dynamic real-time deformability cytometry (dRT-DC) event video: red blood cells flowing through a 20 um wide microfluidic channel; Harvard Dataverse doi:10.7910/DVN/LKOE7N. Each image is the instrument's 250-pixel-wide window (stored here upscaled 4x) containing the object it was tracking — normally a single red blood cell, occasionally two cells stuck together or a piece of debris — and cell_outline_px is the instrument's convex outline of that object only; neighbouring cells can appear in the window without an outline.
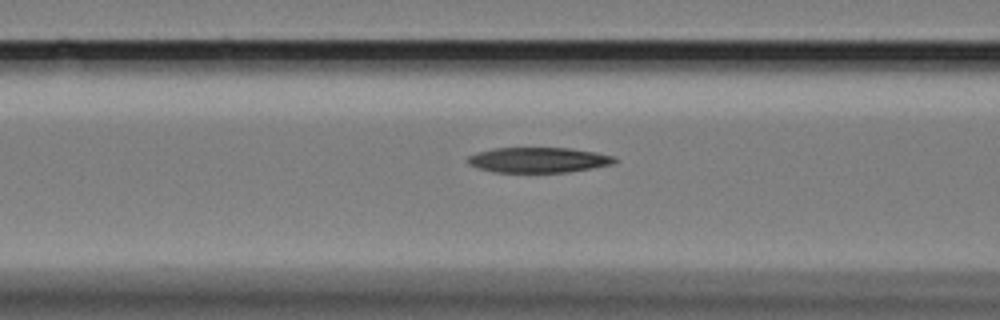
{"species": "Egyptian fruit bat (a non-hibernating species)", "species_latin": "Rousettus aegyptiacus", "temperature_condition": "cold", "stored_images_in_passage": 36, "camera_frame_rate_fps": 3000, "um_per_image_px": 0.085, "animal": {"sex": "female"}, "frame": {"image": 1, "passage_image": 11, "time_ms": 3.333, "image_size_px": [1000, 320], "cell_outline_px": [[616, 160], [612, 164], [592, 168], [568, 172], [496, 172], [480, 168], [468, 164], [468, 156], [492, 148], [572, 148], [596, 152], [612, 156]], "centroid_in_image_um": [45.78, 13.59], "position_along_channel_um": 120.8, "area_um2": 21.39}}
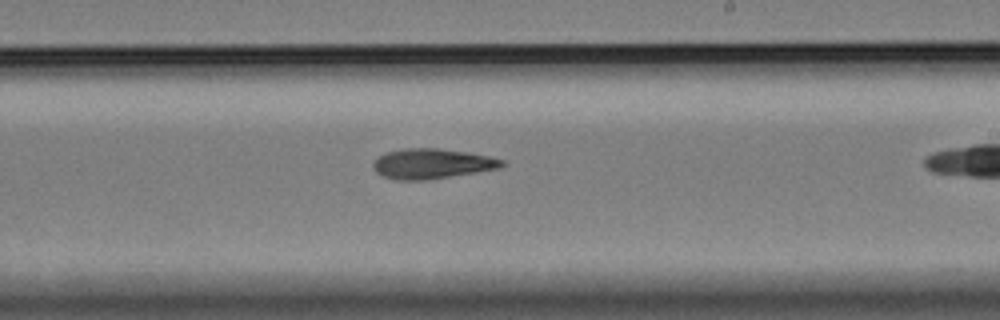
{"frame": {"image": 2, "passage_image": 23, "time_ms": 7.333, "image_size_px": [1000, 320], "cell_outline_px": [[508, 164], [500, 168], [476, 172], [424, 180], [396, 180], [384, 176], [376, 172], [372, 168], [372, 164], [380, 156], [388, 152], [404, 148], [440, 148], [468, 152], [488, 156], [504, 160]], "centroid_in_image_um": [36.74, 13.91], "position_along_channel_um": 252.3, "area_um2": 22.48}}
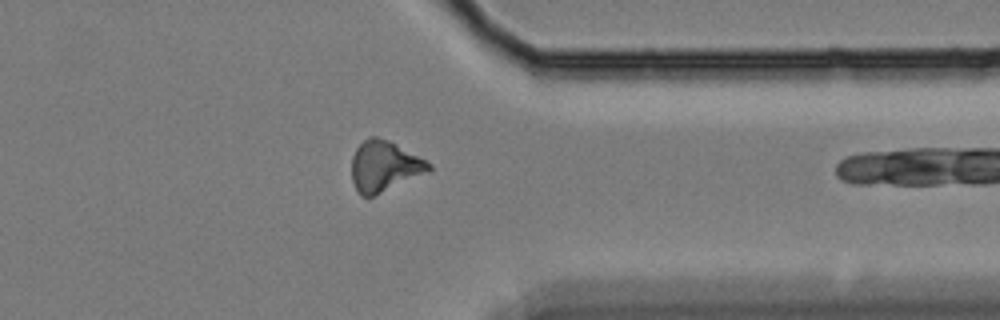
{"frame": {"image": 3, "passage_image": 35, "time_ms": 11.333, "image_size_px": [1000, 320], "cell_outline_px": [[432, 168], [428, 172], [372, 196], [360, 196], [352, 180], [352, 156], [356, 148], [364, 140], [372, 136], [376, 136], [388, 140], [432, 164]], "centroid_in_image_um": [32.64, 14.12], "position_along_channel_um": 378.8, "area_um2": 22.31}}